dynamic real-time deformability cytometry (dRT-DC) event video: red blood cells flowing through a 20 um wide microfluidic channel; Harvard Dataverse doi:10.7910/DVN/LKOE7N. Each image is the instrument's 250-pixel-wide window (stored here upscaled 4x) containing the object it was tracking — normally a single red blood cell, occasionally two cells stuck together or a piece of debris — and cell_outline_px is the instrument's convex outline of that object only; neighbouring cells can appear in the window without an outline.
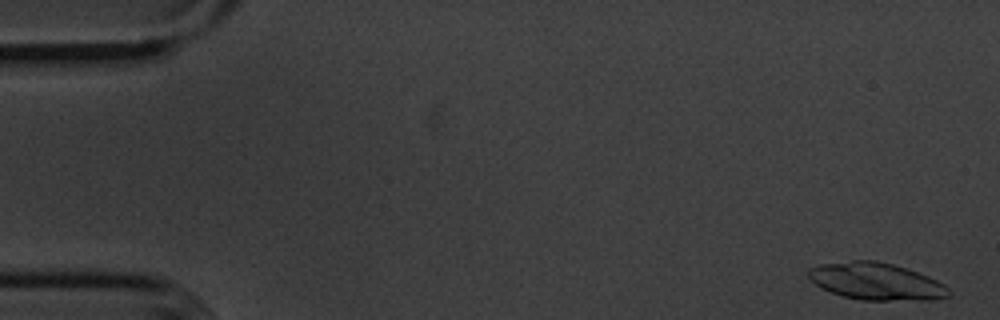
{"species": "common noctule bat (a hibernating species)", "species_latin": "Nyctalus noctula", "temperature_condition": "cold", "stored_images_in_passage": 27, "camera_frame_rate_fps": 3000, "um_per_image_px": 0.085, "animal": {"sex": "male", "body_mass_g": 20.1, "forearm_length_mm": 53.5}, "frame": {"image": 1, "passage_image": 2, "time_ms": 0.333, "image_size_px": [1000, 320], "cell_outline_px": [[952, 292], [948, 296], [936, 300], [860, 300], [844, 296], [820, 288], [808, 276], [808, 268], [820, 264], [852, 260], [876, 260], [892, 264], [928, 276], [944, 284]], "centroid_in_image_um": [74.48, 23.92], "position_along_channel_um": 10.5, "area_um2": 30.35}}